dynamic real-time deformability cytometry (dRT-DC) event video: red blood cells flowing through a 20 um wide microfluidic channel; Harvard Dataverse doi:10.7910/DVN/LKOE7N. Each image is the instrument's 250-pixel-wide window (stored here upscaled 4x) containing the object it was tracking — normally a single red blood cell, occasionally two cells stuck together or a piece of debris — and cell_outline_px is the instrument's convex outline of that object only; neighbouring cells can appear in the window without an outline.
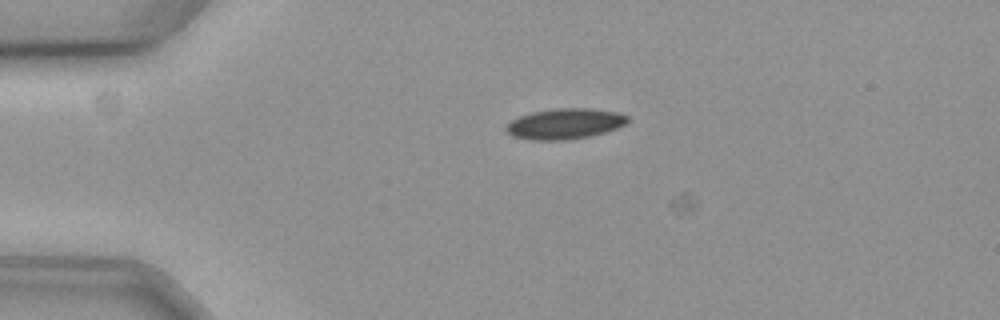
{"species": "common noctule bat (a hibernating species)", "species_latin": "Nyctalus noctula", "temperature_condition": "cold", "stored_images_in_passage": 9, "camera_frame_rate_fps": 3000, "um_per_image_px": 0.085, "animal": {"sex": "female", "body_mass_g": 19.3, "forearm_length_mm": 54.1}, "frame": {"image": 1, "passage_image": 8, "time_ms": 2.333, "image_size_px": [1000, 320], "cell_outline_px": [[628, 120], [624, 124], [616, 128], [604, 132], [588, 136], [568, 140], [532, 140], [512, 136], [504, 128], [512, 120], [520, 116], [532, 112], [556, 108], [592, 108], [616, 112], [628, 116]], "centroid_in_image_um": [47.99, 10.52], "position_along_channel_um": 37.0, "area_um2": 21.5}}